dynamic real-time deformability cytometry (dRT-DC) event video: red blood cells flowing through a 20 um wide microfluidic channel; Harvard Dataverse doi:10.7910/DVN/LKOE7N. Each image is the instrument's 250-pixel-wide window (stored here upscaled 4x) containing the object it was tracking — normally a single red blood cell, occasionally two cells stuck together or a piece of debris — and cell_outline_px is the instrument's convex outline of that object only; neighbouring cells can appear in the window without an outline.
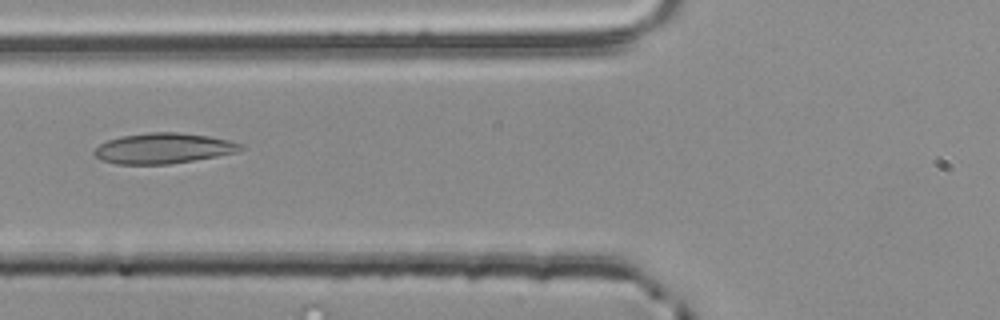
{"species": "common noctule bat (a hibernating species)", "species_latin": "Nyctalus noctula", "temperature_condition": "room temperature", "stored_images_in_passage": 2, "camera_frame_rate_fps": 3000, "um_per_image_px": 0.085, "animal": {"sex": "male", "body_mass_g": 20.4}, "frame": {"image": 1, "passage_image": 2, "time_ms": 0.333, "image_size_px": [1000, 320], "cell_outline_px": [[244, 148], [236, 152], [216, 156], [168, 164], [116, 164], [100, 160], [92, 152], [100, 144], [108, 140], [120, 136], [148, 132], [180, 132], [208, 136], [228, 140], [244, 144]], "centroid_in_image_um": [13.86, 12.6], "position_along_channel_um": 111.9, "area_um2": 25.95}}